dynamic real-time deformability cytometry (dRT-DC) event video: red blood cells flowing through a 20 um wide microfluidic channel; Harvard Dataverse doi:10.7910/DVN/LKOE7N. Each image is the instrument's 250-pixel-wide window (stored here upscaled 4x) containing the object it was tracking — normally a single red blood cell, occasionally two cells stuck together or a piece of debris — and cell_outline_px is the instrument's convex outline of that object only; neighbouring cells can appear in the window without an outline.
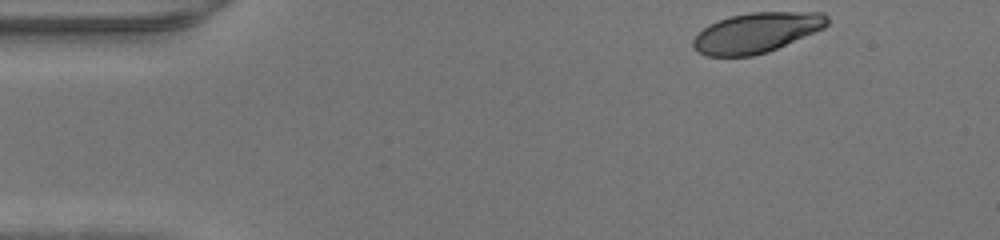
{"species": "human", "species_latin": "Homo sapiens", "temperature_condition": "warm", "stored_images_in_passage": 42, "camera_frame_rate_fps": 3000, "um_per_image_px": 0.085, "donor": {"sex": "male"}, "frame": {"image": 1, "passage_image": 1, "time_ms": 0.0, "image_size_px": [1000, 240], "cell_outline_px": [[828, 24], [824, 28], [768, 52], [752, 56], [708, 56], [700, 52], [692, 44], [692, 40], [708, 24], [728, 16], [752, 12], [824, 12], [828, 16]], "centroid_in_image_um": [64.32, 2.76], "position_along_channel_um": 20.7, "area_um2": 31.21}}
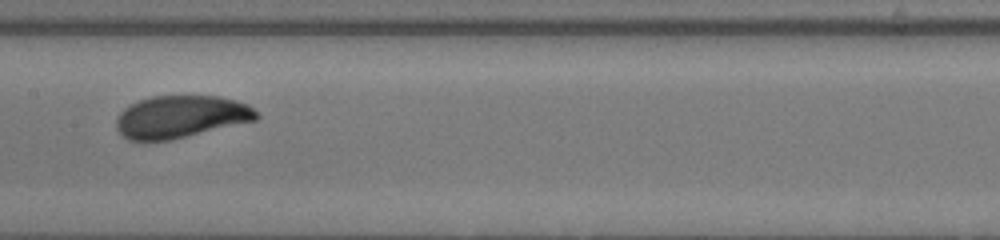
{"frame": {"image": 2, "passage_image": 19, "time_ms": 6.0, "image_size_px": [1000, 240], "cell_outline_px": [[260, 116], [256, 120], [168, 140], [128, 140], [116, 128], [116, 120], [120, 112], [124, 108], [140, 100], [152, 96], [220, 96], [236, 100], [248, 104]], "centroid_in_image_um": [15.37, 9.91], "position_along_channel_um": 192.0, "area_um2": 34.22}}
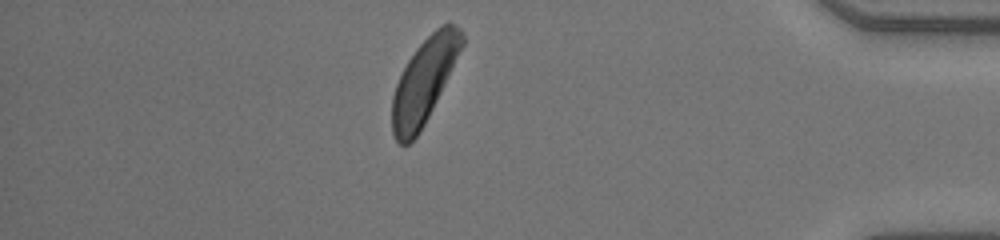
{"frame": {"image": 3, "passage_image": 36, "time_ms": 11.667, "image_size_px": [1000, 240], "cell_outline_px": [[464, 44], [420, 132], [408, 144], [400, 144], [396, 140], [392, 132], [392, 96], [396, 84], [408, 60], [416, 48], [436, 28], [444, 24], [452, 24], [460, 28], [464, 36]], "centroid_in_image_um": [36.03, 6.88], "position_along_channel_um": 399.2, "area_um2": 33.52}}